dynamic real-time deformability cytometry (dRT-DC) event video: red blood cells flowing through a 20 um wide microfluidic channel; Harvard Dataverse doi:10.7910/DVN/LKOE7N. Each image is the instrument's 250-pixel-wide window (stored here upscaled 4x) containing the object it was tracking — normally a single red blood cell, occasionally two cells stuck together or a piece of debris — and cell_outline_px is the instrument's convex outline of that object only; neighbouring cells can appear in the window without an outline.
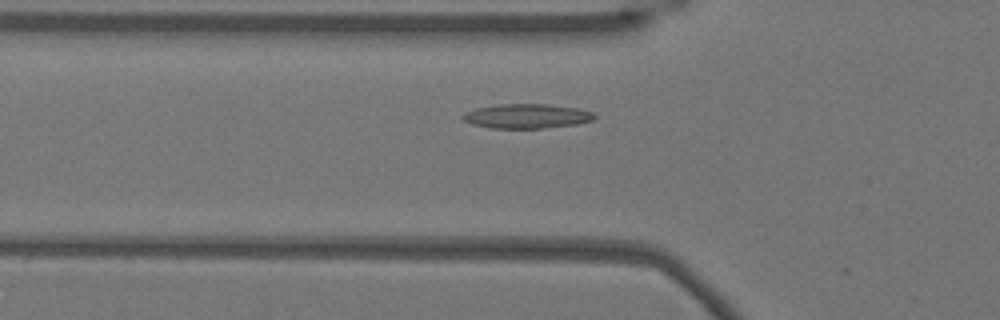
{"species": "Egyptian fruit bat (a non-hibernating species)", "species_latin": "Rousettus aegyptiacus", "temperature_condition": "warm", "stored_images_in_passage": 46, "camera_frame_rate_fps": 3000, "um_per_image_px": 0.085, "animal": {"sex": "female"}, "frame": {"image": 1, "passage_image": 11, "time_ms": 3.333, "image_size_px": [1000, 320], "cell_outline_px": [[596, 116], [592, 120], [576, 124], [544, 128], [492, 128], [472, 124], [464, 120], [460, 116], [476, 108], [500, 104], [544, 104], [580, 108], [592, 112]], "centroid_in_image_um": [44.79, 9.87], "position_along_channel_um": 81.0, "area_um2": 18.61}}
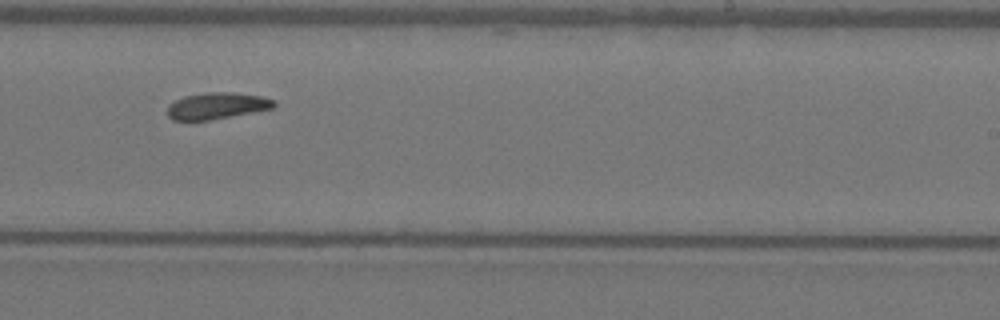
{"frame": {"image": 2, "passage_image": 26, "time_ms": 8.333, "image_size_px": [1000, 320], "cell_outline_px": [[276, 104], [272, 108], [208, 120], [172, 120], [168, 116], [168, 104], [184, 96], [208, 92], [236, 92], [260, 96], [276, 100]], "centroid_in_image_um": [18.42, 8.98], "position_along_channel_um": 270.6, "area_um2": 16.3}}
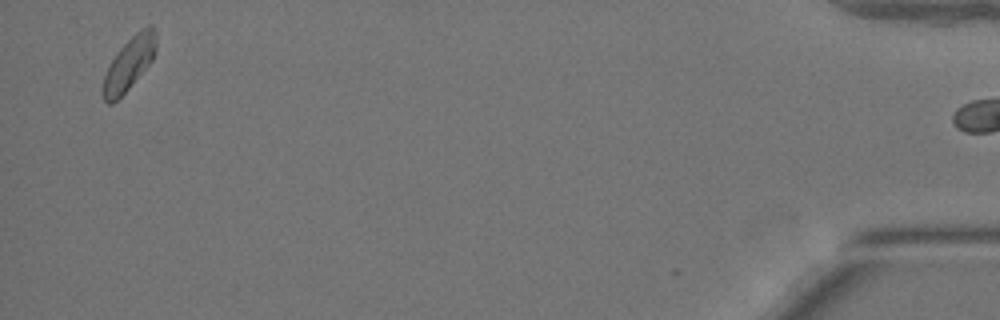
{"frame": {"image": 3, "passage_image": 45, "time_ms": 14.667, "image_size_px": [1000, 320], "cell_outline_px": [[156, 52], [152, 60], [128, 88], [112, 104], [108, 104], [104, 100], [100, 88], [104, 76], [116, 52], [136, 32], [148, 24], [152, 24], [156, 32]], "centroid_in_image_um": [10.97, 5.39], "position_along_channel_um": 424.2, "area_um2": 16.3}}